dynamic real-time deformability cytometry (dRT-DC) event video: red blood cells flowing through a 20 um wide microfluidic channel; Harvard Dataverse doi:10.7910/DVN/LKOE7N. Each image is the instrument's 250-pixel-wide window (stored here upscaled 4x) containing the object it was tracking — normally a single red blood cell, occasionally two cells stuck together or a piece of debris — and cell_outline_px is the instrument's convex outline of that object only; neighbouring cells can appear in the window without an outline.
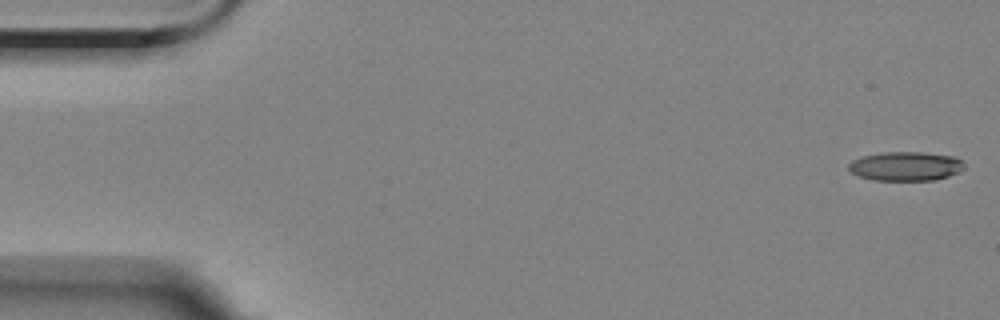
{"species": "Egyptian fruit bat (a non-hibernating species)", "species_latin": "Rousettus aegyptiacus", "temperature_condition": "room temperature", "stored_images_in_passage": 3, "camera_frame_rate_fps": 3000, "um_per_image_px": 0.085, "animal": {"sex": "female"}, "frame": {"image": 1, "passage_image": 1, "time_ms": 0.0, "image_size_px": [1000, 320], "cell_outline_px": [[964, 168], [960, 172], [948, 176], [932, 180], [872, 180], [860, 176], [852, 172], [848, 168], [848, 164], [852, 160], [860, 156], [880, 152], [924, 152], [956, 156], [964, 164]], "centroid_in_image_um": [76.98, 14.11], "position_along_channel_um": 8.0, "area_um2": 19.77}}
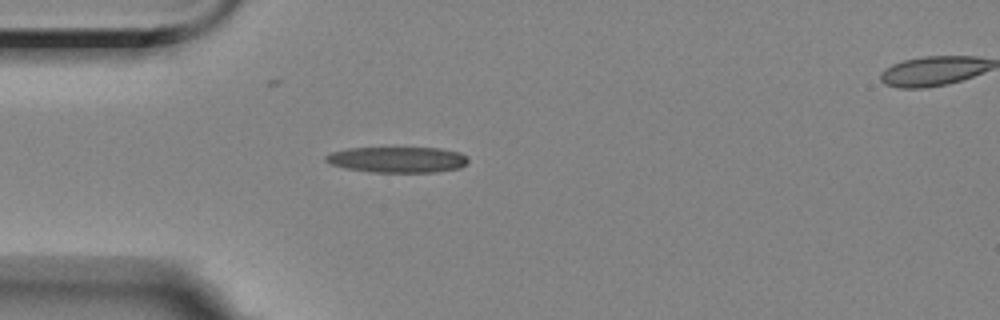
{"frame": {"image": 2, "passage_image": 2, "time_ms": 4.667, "image_size_px": [1000, 320], "cell_outline_px": [[468, 160], [460, 168], [436, 172], [372, 172], [344, 168], [332, 164], [324, 160], [324, 156], [332, 152], [348, 148], [440, 148], [460, 152], [468, 156]], "centroid_in_image_um": [33.79, 13.57], "position_along_channel_um": 51.2, "area_um2": 21.44}}